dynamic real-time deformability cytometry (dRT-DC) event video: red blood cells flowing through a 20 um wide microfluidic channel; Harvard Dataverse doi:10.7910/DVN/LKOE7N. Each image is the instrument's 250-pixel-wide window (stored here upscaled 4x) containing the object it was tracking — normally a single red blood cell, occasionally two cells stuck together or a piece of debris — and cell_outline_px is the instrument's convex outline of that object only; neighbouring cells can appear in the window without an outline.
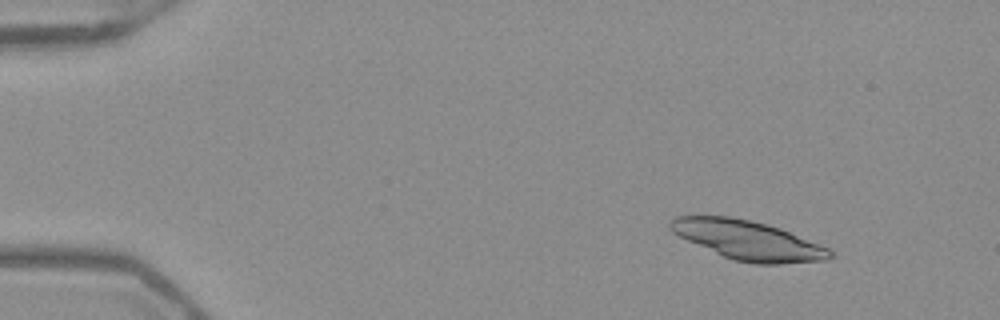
{"species": "Egyptian fruit bat (a non-hibernating species)", "species_latin": "Rousettus aegyptiacus", "temperature_condition": "warm", "stored_images_in_passage": 18, "camera_frame_rate_fps": 3000, "um_per_image_px": 0.085, "frame": {"image": 1, "passage_image": 7, "time_ms": 2.0, "image_size_px": [1000, 320], "cell_outline_px": [[836, 256], [828, 260], [780, 264], [756, 264], [732, 260], [688, 240], [672, 232], [668, 228], [668, 224], [676, 216], [732, 216], [780, 228], [828, 248]], "centroid_in_image_um": [63.6, 20.43], "position_along_channel_um": 21.4, "area_um2": 36.18}}